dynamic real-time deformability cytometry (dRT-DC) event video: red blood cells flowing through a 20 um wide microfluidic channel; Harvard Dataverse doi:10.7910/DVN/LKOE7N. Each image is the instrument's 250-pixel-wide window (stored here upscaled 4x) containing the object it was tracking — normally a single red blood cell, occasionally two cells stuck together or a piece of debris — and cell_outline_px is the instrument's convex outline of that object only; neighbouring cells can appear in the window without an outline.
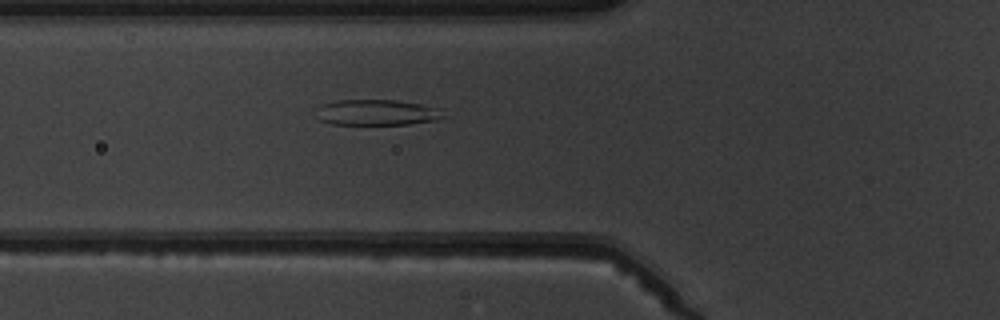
{"species": "common noctule bat (a hibernating species)", "species_latin": "Nyctalus noctula", "temperature_condition": "warm", "stored_images_in_passage": 6, "camera_frame_rate_fps": 3000, "um_per_image_px": 0.085, "animal": {"sex": "male", "body_mass_g": 19.5, "forearm_length_mm": 54.6}, "frame": {"image": 1, "passage_image": 6, "time_ms": 5.667, "image_size_px": [1000, 320], "cell_outline_px": [[444, 116], [436, 120], [408, 124], [332, 124], [320, 120], [316, 108], [324, 104], [340, 100], [396, 100], [444, 108]], "centroid_in_image_um": [32.09, 9.55], "position_along_channel_um": 93.7, "area_um2": 19.02}}